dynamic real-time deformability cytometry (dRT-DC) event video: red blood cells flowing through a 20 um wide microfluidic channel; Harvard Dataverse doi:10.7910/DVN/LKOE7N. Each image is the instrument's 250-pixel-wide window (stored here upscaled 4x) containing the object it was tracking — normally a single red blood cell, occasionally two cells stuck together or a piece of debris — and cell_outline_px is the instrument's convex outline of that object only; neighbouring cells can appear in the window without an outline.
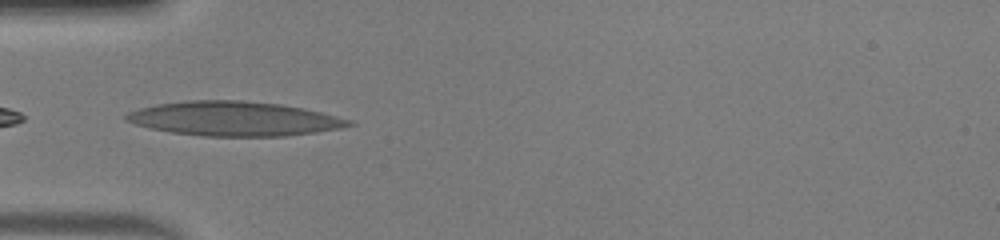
{"species": "human", "species_latin": "Homo sapiens", "temperature_condition": "warm", "stored_images_in_passage": 32, "camera_frame_rate_fps": 3000, "um_per_image_px": 0.085, "donor": {"sex": "male"}, "frame": {"image": 1, "passage_image": 1, "time_ms": 0.0, "image_size_px": [1000, 240], "cell_outline_px": [[356, 124], [340, 128], [316, 132], [284, 136], [204, 136], [172, 132], [152, 128], [136, 124], [124, 120], [124, 116], [128, 112], [140, 108], [156, 104], [184, 100], [240, 100], [280, 104], [304, 108], [352, 120]], "centroid_in_image_um": [19.9, 10.08], "position_along_channel_um": 65.1, "area_um2": 44.51}}
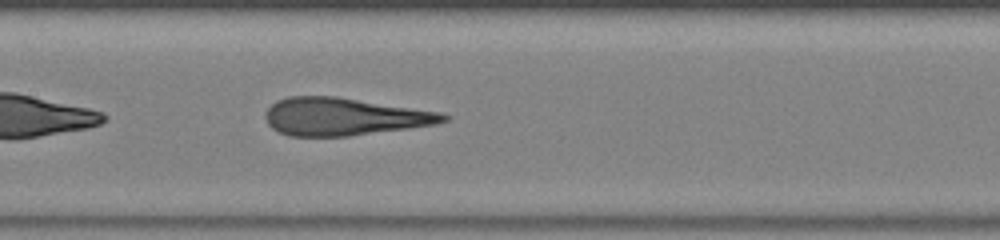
{"frame": {"image": 2, "passage_image": 9, "time_ms": 2.667, "image_size_px": [1000, 240], "cell_outline_px": [[452, 116], [448, 120], [436, 124], [408, 128], [348, 136], [288, 136], [272, 128], [268, 124], [264, 116], [264, 112], [276, 100], [288, 96], [336, 96], [440, 112]], "centroid_in_image_um": [29.21, 9.91], "position_along_channel_um": 178.2, "area_um2": 39.02}}
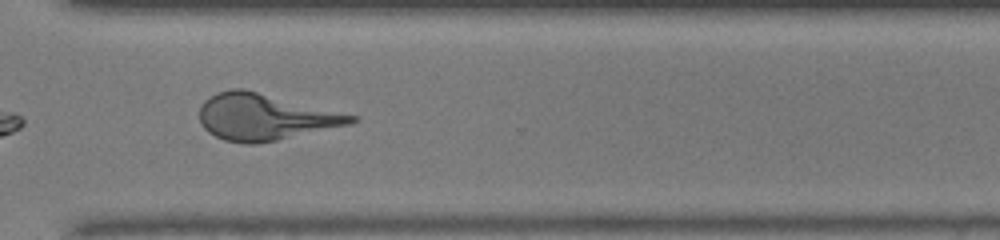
{"frame": {"image": 3, "passage_image": 21, "time_ms": 6.667, "image_size_px": [1000, 240], "cell_outline_px": [[360, 116], [352, 124], [276, 140], [256, 144], [244, 144], [224, 140], [208, 132], [200, 124], [200, 104], [204, 100], [216, 92], [232, 88], [244, 88]], "centroid_in_image_um": [22.51, 9.93], "position_along_channel_um": 348.1, "area_um2": 41.27}}